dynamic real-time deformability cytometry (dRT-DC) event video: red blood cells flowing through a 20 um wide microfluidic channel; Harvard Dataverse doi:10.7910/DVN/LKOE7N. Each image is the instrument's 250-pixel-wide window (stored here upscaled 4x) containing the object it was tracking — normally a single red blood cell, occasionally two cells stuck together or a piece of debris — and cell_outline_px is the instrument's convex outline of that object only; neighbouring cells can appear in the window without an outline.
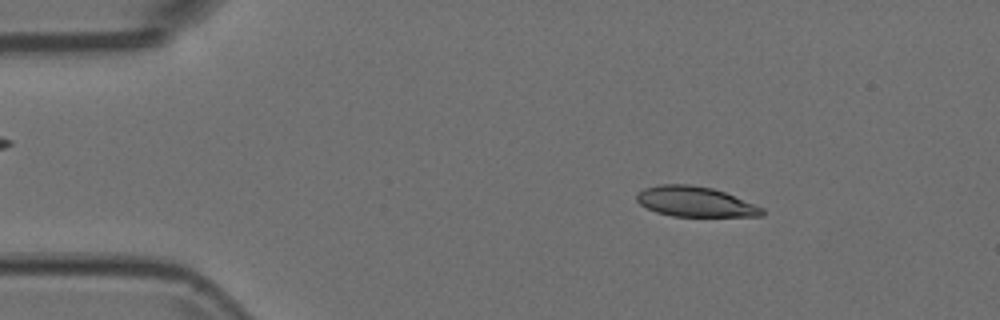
{"species": "Egyptian fruit bat (a non-hibernating species)", "species_latin": "Rousettus aegyptiacus", "temperature_condition": "room temperature", "stored_images_in_passage": 53, "camera_frame_rate_fps": 3000, "um_per_image_px": 0.085, "animal": {"sex": "female"}, "frame": {"image": 1, "passage_image": 8, "time_ms": 2.333, "image_size_px": [1000, 320], "cell_outline_px": [[764, 216], [672, 216], [656, 212], [640, 204], [636, 200], [636, 196], [644, 188], [660, 184], [692, 184], [712, 188], [724, 192], [764, 208]], "centroid_in_image_um": [59.08, 17.14], "position_along_channel_um": 25.9, "area_um2": 21.91}}
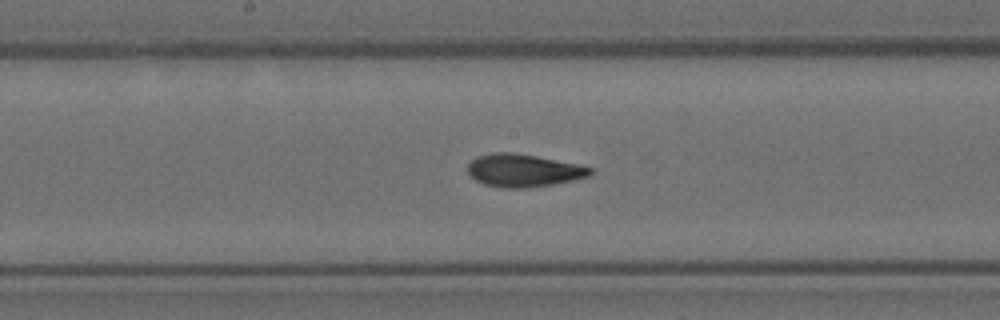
{"frame": {"image": 2, "passage_image": 27, "time_ms": 8.667, "image_size_px": [1000, 320], "cell_outline_px": [[596, 172], [588, 176], [572, 180], [552, 184], [528, 188], [500, 188], [484, 184], [476, 180], [468, 172], [468, 164], [476, 156], [492, 152], [512, 152], [536, 156], [596, 168]], "centroid_in_image_um": [44.5, 14.49], "position_along_channel_um": 203.7, "area_um2": 23.47}}
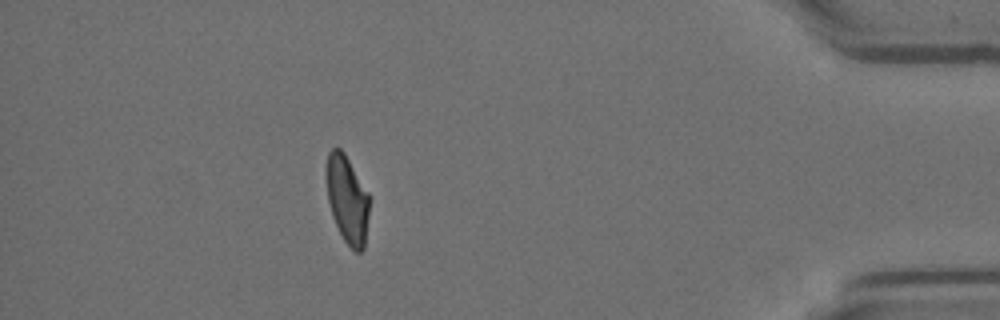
{"frame": {"image": 3, "passage_image": 47, "time_ms": 15.333, "image_size_px": [1000, 320], "cell_outline_px": [[368, 216], [364, 248], [360, 252], [356, 252], [344, 240], [332, 216], [328, 200], [324, 180], [324, 168], [328, 152], [332, 148], [340, 148], [344, 152], [368, 192]], "centroid_in_image_um": [29.46, 16.88], "position_along_channel_um": 405.7, "area_um2": 22.14}}